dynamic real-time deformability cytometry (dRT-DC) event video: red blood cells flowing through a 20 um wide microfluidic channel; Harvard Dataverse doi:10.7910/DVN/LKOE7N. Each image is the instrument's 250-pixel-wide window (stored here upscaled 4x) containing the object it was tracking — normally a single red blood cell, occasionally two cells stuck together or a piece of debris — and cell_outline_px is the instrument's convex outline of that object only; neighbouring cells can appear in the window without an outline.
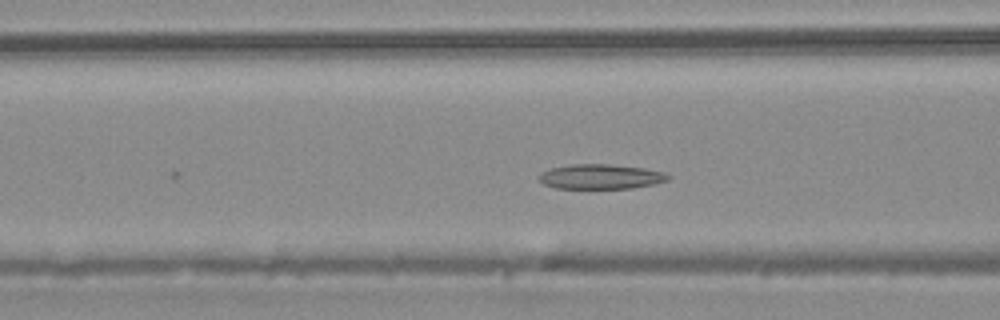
{"species": "common noctule bat (a hibernating species)", "species_latin": "Nyctalus noctula", "temperature_condition": "warm", "stored_images_in_passage": 10, "camera_frame_rate_fps": 3000, "um_per_image_px": 0.085, "animal": {"sex": "male", "body_mass_g": 20.4}, "frame": {"image": 1, "passage_image": 10, "time_ms": 3.0, "image_size_px": [1000, 320], "cell_outline_px": [[672, 176], [668, 180], [652, 184], [632, 188], [556, 188], [544, 184], [540, 180], [540, 172], [552, 168], [572, 164], [608, 164], [644, 168], [664, 172]], "centroid_in_image_um": [51.08, 15.01], "position_along_channel_um": 115.5, "area_um2": 18.5}}